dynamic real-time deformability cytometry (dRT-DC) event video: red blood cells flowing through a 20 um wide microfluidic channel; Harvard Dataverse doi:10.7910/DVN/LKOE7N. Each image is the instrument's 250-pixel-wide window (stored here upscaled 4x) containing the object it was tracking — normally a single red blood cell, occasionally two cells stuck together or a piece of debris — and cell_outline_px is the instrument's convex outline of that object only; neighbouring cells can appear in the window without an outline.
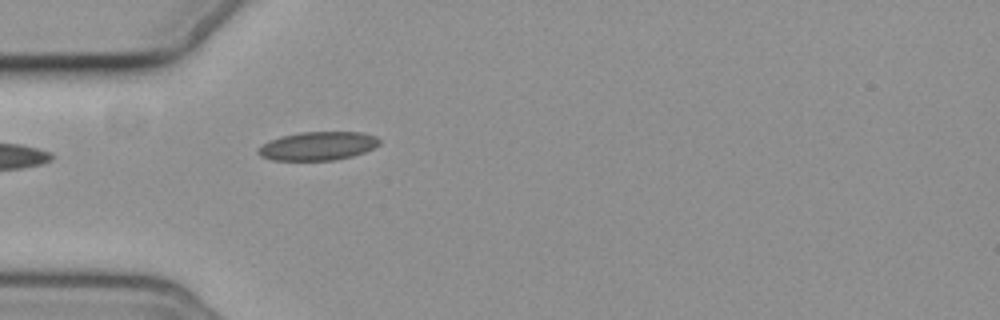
{"species": "common noctule bat (a hibernating species)", "species_latin": "Nyctalus noctula", "temperature_condition": "cold", "stored_images_in_passage": 5, "camera_frame_rate_fps": 3000, "um_per_image_px": 0.085, "animal": {"sex": "female", "body_mass_g": 19.3, "forearm_length_mm": 54.1}, "frame": {"image": 1, "passage_image": 5, "time_ms": 4.667, "image_size_px": [1000, 320], "cell_outline_px": [[380, 144], [364, 152], [352, 156], [336, 160], [272, 160], [260, 156], [256, 152], [264, 144], [280, 136], [300, 132], [360, 132], [376, 136], [380, 140]], "centroid_in_image_um": [27.03, 12.41], "position_along_channel_um": 58.0, "area_um2": 20.06}}